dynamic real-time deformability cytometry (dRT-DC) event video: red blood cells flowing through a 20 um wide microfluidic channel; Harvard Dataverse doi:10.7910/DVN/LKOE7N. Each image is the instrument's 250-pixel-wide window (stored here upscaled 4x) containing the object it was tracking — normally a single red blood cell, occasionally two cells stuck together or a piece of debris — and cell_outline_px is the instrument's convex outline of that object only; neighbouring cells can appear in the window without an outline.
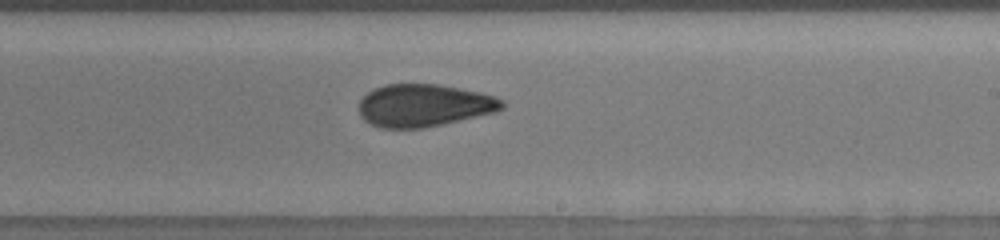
{"species": "human", "species_latin": "Homo sapiens", "temperature_condition": "room temperature", "stored_images_in_passage": 31, "camera_frame_rate_fps": 3000, "um_per_image_px": 0.085, "donor": {"sex": "male"}, "frame": {"image": 1, "passage_image": 20, "time_ms": 10.333, "image_size_px": [1000, 240], "cell_outline_px": [[504, 108], [496, 112], [444, 124], [424, 128], [380, 128], [368, 124], [360, 116], [360, 100], [368, 92], [384, 84], [436, 84], [480, 92], [504, 100]], "centroid_in_image_um": [36.03, 8.97], "position_along_channel_um": 253.0, "area_um2": 35.55}}
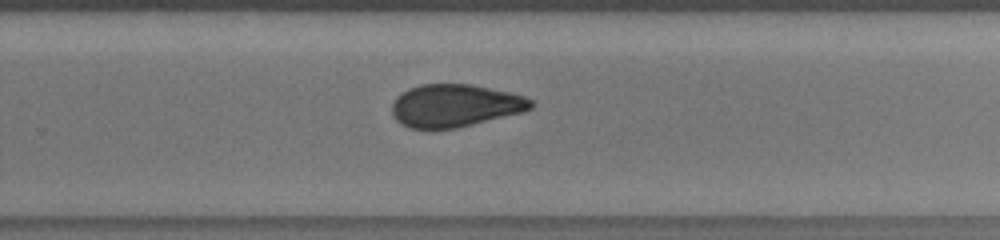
{"frame": {"image": 2, "passage_image": 22, "time_ms": 11.333, "image_size_px": [1000, 240], "cell_outline_px": [[536, 104], [532, 108], [524, 112], [456, 128], [432, 132], [428, 132], [408, 128], [400, 124], [392, 116], [392, 104], [396, 96], [400, 92], [408, 88], [420, 84], [472, 84], [508, 92], [524, 96], [532, 100]], "centroid_in_image_um": [38.62, 9.01], "position_along_channel_um": 291.2, "area_um2": 35.55}}
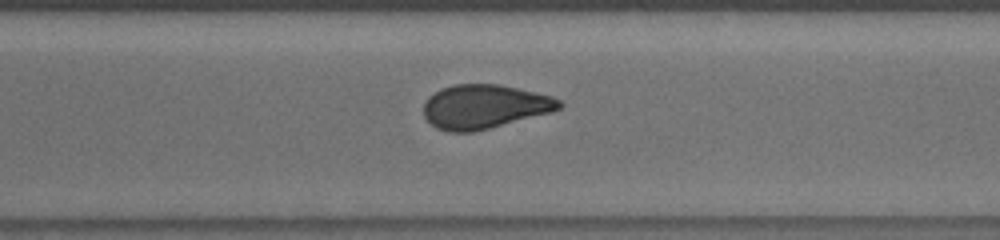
{"frame": {"image": 3, "passage_image": 24, "time_ms": 12.333, "image_size_px": [1000, 240], "cell_outline_px": [[564, 104], [560, 108], [552, 112], [472, 132], [448, 132], [436, 128], [424, 116], [424, 104], [428, 96], [440, 88], [456, 84], [500, 84], [552, 96], [560, 100]], "centroid_in_image_um": [41.16, 9.05], "position_along_channel_um": 329.4, "area_um2": 34.74}}